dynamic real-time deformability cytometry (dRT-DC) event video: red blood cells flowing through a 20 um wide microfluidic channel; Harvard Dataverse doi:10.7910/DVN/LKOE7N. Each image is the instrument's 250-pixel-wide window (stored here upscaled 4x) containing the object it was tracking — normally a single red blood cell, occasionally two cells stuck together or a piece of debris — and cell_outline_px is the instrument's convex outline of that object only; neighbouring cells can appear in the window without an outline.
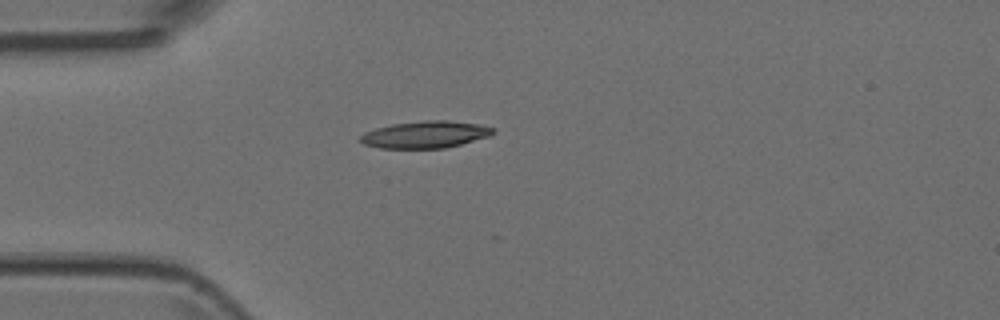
{"species": "Egyptian fruit bat (a non-hibernating species)", "species_latin": "Rousettus aegyptiacus", "temperature_condition": "room temperature", "stored_images_in_passage": 2, "camera_frame_rate_fps": 3000, "um_per_image_px": 0.085, "animal": {"sex": "female"}, "frame": {"image": 1, "passage_image": 1, "time_ms": 0.0, "image_size_px": [1000, 320], "cell_outline_px": [[496, 132], [488, 136], [460, 144], [444, 148], [380, 148], [364, 144], [360, 140], [360, 136], [364, 132], [376, 128], [392, 124], [424, 120], [448, 120], [476, 124], [496, 128]], "centroid_in_image_um": [36.14, 11.43], "position_along_channel_um": 48.9, "area_um2": 20.75}}